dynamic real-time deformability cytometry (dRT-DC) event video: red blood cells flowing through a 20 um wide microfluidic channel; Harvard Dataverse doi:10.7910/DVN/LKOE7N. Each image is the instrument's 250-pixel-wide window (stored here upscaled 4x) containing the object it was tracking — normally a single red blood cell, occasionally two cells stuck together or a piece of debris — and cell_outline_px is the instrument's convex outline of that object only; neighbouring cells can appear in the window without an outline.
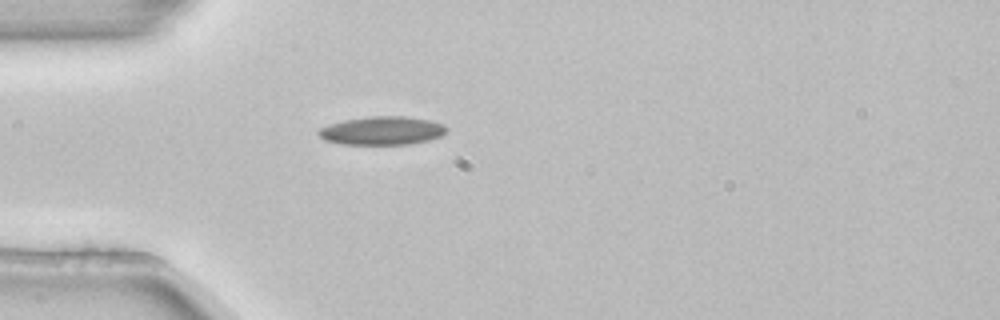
{"species": "common noctule bat (a hibernating species)", "species_latin": "Nyctalus noctula", "temperature_condition": "room temperature", "stored_images_in_passage": 5, "camera_frame_rate_fps": 3000, "um_per_image_px": 0.085, "animal": {"sex": "female", "body_mass_g": 22.7, "forearm_length_mm": 54.2}, "frame": {"image": 1, "passage_image": 5, "time_ms": 1.333, "image_size_px": [1000, 320], "cell_outline_px": [[448, 128], [440, 136], [428, 140], [408, 144], [340, 144], [324, 140], [316, 132], [320, 128], [328, 124], [344, 120], [368, 116], [404, 116], [428, 120], [444, 124]], "centroid_in_image_um": [32.44, 11.1], "position_along_channel_um": 52.6, "area_um2": 21.15}}